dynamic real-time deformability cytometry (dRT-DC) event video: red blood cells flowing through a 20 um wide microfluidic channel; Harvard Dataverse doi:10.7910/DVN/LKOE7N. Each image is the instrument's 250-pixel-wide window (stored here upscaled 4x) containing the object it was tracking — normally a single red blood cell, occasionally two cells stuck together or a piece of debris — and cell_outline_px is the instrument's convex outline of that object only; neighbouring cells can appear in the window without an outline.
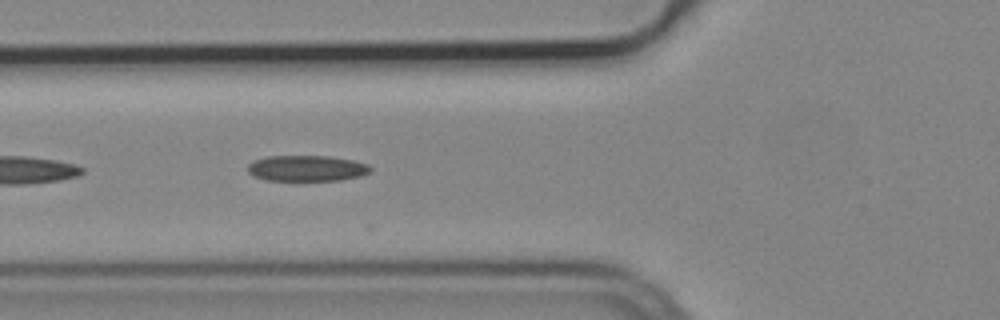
{"species": "common noctule bat (a hibernating species)", "species_latin": "Nyctalus noctula", "temperature_condition": "cold", "stored_images_in_passage": 5, "camera_frame_rate_fps": 3000, "um_per_image_px": 0.085, "animal": {"sex": "male", "body_mass_g": 19.2, "forearm_length_mm": 51.8}, "frame": {"image": 1, "passage_image": 5, "time_ms": 1.333, "image_size_px": [1000, 320], "cell_outline_px": [[372, 168], [368, 172], [360, 176], [340, 180], [264, 180], [252, 176], [248, 172], [248, 164], [252, 160], [268, 156], [328, 156], [352, 160], [368, 164]], "centroid_in_image_um": [26.02, 14.3], "position_along_channel_um": 99.8, "area_um2": 18.5}}